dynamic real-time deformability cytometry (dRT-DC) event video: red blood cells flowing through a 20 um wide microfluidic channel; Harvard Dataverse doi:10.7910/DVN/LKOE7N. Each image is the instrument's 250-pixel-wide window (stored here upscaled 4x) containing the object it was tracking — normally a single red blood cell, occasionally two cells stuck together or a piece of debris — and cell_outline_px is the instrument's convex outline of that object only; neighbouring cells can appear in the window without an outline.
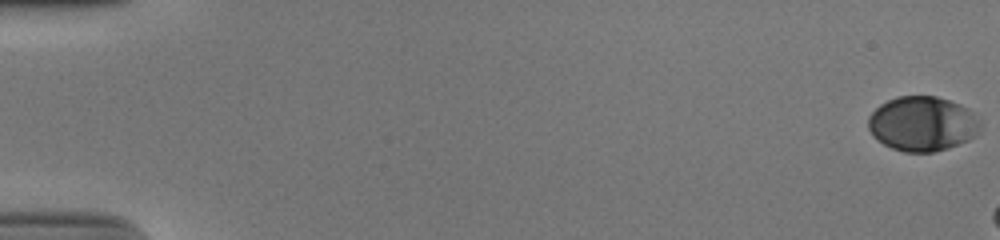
{"species": "human", "species_latin": "Homo sapiens", "temperature_condition": "cold", "stored_images_in_passage": 15, "camera_frame_rate_fps": 3000, "um_per_image_px": 0.085, "donor": {"sex": "male"}, "frame": {"image": 1, "passage_image": 1, "time_ms": 0.0, "image_size_px": [1000, 240], "cell_outline_px": [[984, 124], [980, 132], [976, 136], [968, 140], [948, 148], [932, 152], [904, 152], [892, 148], [876, 140], [872, 136], [868, 128], [868, 116], [880, 104], [896, 96], [936, 96], [960, 104], [968, 108]], "centroid_in_image_um": [78.42, 10.52], "position_along_channel_um": 6.6, "area_um2": 36.18}}